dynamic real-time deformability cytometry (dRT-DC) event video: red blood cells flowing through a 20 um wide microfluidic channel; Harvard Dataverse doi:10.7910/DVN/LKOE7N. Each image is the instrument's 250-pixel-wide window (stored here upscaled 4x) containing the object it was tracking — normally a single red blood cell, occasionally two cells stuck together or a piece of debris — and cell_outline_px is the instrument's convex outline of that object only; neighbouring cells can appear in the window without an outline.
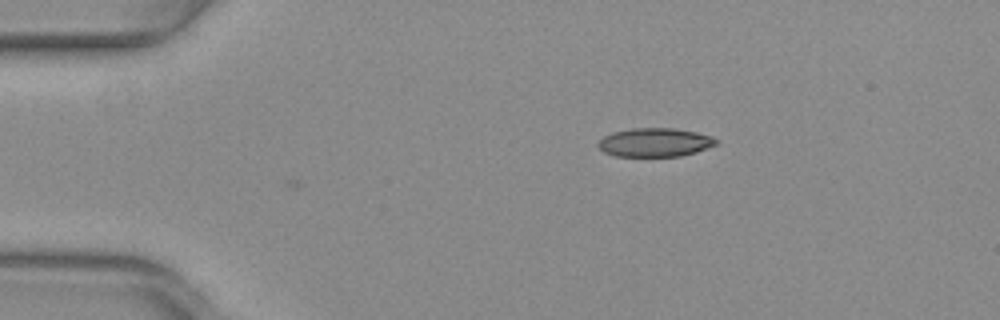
{"species": "common noctule bat (a hibernating species)", "species_latin": "Nyctalus noctula", "temperature_condition": "warm", "stored_images_in_passage": 4, "camera_frame_rate_fps": 3000, "um_per_image_px": 0.085, "animal": {"sex": "female", "body_mass_g": 29.2, "forearm_length_mm": 56.3}, "frame": {"image": 1, "passage_image": 4, "time_ms": 1.0, "image_size_px": [1000, 320], "cell_outline_px": [[720, 140], [716, 144], [696, 152], [680, 156], [616, 156], [604, 152], [596, 144], [604, 136], [612, 132], [632, 128], [672, 128], [696, 132], [712, 136]], "centroid_in_image_um": [55.67, 12.1], "position_along_channel_um": 29.3, "area_um2": 19.71}}